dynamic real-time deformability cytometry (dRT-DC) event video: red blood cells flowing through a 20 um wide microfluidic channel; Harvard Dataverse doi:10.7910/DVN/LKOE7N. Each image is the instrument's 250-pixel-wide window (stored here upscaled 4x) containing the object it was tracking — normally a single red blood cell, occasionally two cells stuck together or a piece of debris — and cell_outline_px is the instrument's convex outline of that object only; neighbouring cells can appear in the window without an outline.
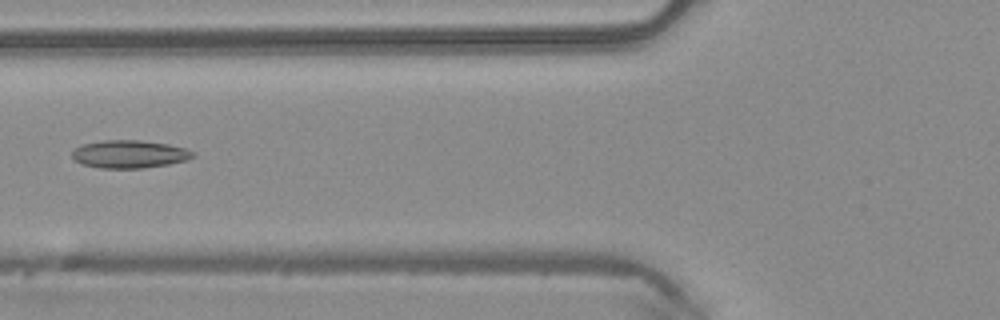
{"species": "common noctule bat (a hibernating species)", "species_latin": "Nyctalus noctula", "temperature_condition": "warm", "stored_images_in_passage": 7, "camera_frame_rate_fps": 3000, "um_per_image_px": 0.085, "animal": {"sex": "male", "body_mass_g": 20.4}, "frame": {"image": 1, "passage_image": 6, "time_ms": 1.667, "image_size_px": [1000, 320], "cell_outline_px": [[196, 156], [188, 160], [168, 164], [144, 168], [100, 168], [84, 164], [76, 160], [72, 156], [72, 152], [80, 144], [104, 140], [140, 140], [168, 144], [184, 148], [196, 152]], "centroid_in_image_um": [11.04, 13.09], "position_along_channel_um": 114.8, "area_um2": 19.65}}
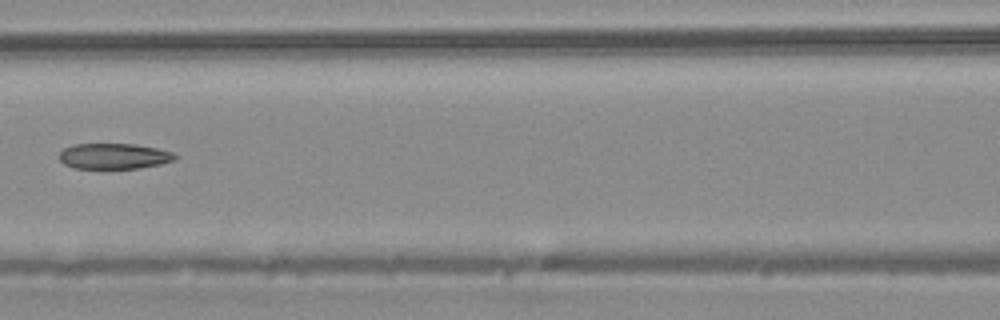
{"frame": {"image": 2, "passage_image": 7, "time_ms": 2.0, "image_size_px": [1000, 320], "cell_outline_px": [[176, 160], [160, 164], [140, 168], [72, 168], [64, 164], [60, 160], [60, 152], [64, 148], [72, 144], [136, 144], [156, 148], [172, 152], [176, 156]], "centroid_in_image_um": [9.68, 13.27], "position_along_channel_um": 156.9, "area_um2": 17.28}}